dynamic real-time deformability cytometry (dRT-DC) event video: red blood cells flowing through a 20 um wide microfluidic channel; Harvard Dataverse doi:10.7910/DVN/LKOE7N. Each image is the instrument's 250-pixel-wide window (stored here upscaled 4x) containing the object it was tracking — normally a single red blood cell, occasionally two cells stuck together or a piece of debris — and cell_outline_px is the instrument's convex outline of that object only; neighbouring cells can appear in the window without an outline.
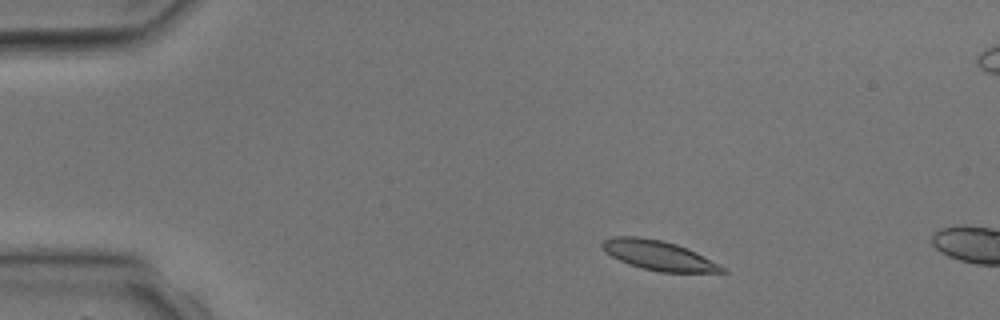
{"species": "common noctule bat (a hibernating species)", "species_latin": "Nyctalus noctula", "temperature_condition": "room temperature", "stored_images_in_passage": 3, "camera_frame_rate_fps": 3000, "um_per_image_px": 0.085, "animal": {"sex": "male", "body_mass_g": 17.9, "forearm_length_mm": 54.2}, "frame": {"image": 1, "passage_image": 1, "time_ms": 0.0, "image_size_px": [1000, 320], "cell_outline_px": [[728, 272], [660, 272], [640, 268], [628, 264], [604, 252], [600, 244], [604, 240], [616, 236], [636, 236], [660, 240], [676, 244], [688, 248], [728, 268]], "centroid_in_image_um": [55.99, 21.71], "position_along_channel_um": 29.0, "area_um2": 20.75}}